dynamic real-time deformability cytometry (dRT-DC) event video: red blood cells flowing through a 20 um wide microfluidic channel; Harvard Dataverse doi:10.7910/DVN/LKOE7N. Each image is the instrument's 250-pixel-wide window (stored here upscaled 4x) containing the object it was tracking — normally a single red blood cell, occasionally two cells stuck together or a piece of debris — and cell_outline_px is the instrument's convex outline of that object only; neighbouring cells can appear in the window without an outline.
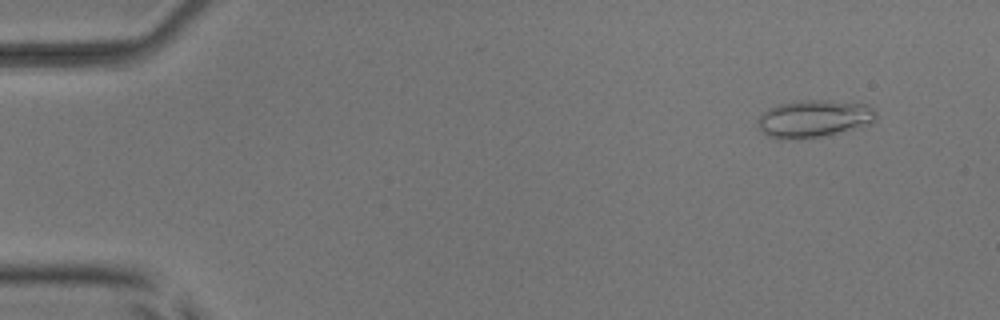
{"species": "common noctule bat (a hibernating species)", "species_latin": "Nyctalus noctula", "temperature_condition": "room temperature", "stored_images_in_passage": 43, "camera_frame_rate_fps": 3000, "um_per_image_px": 0.085, "animal": {"sex": "male", "body_mass_g": 17.9, "forearm_length_mm": 54.2}, "frame": {"image": 1, "passage_image": 5, "time_ms": 1.333, "image_size_px": [1000, 320], "cell_outline_px": [[876, 120], [872, 124], [824, 136], [796, 140], [768, 136], [760, 132], [756, 120], [768, 108], [780, 104], [800, 100], [828, 100], [868, 104], [876, 112]], "centroid_in_image_um": [69.19, 10.09], "position_along_channel_um": 15.8, "area_um2": 26.07}}
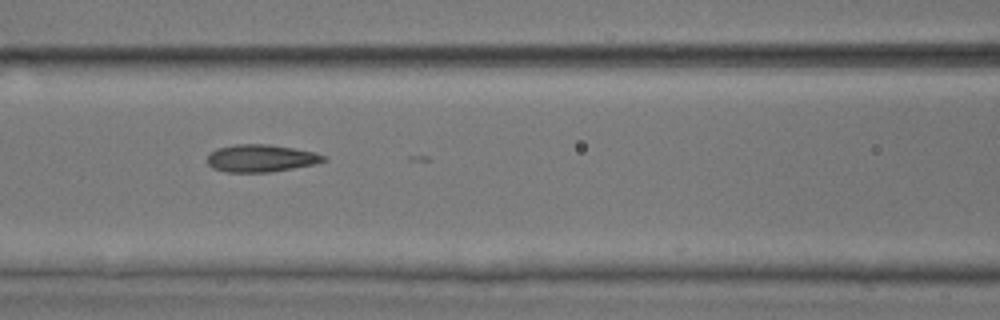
{"frame": {"image": 2, "passage_image": 24, "time_ms": 7.667, "image_size_px": [1000, 320], "cell_outline_px": [[328, 160], [316, 164], [268, 172], [224, 172], [212, 168], [208, 164], [208, 156], [216, 148], [236, 144], [268, 144], [316, 152], [328, 156]], "centroid_in_image_um": [22.21, 13.45], "position_along_channel_um": 144.4, "area_um2": 18.67}}
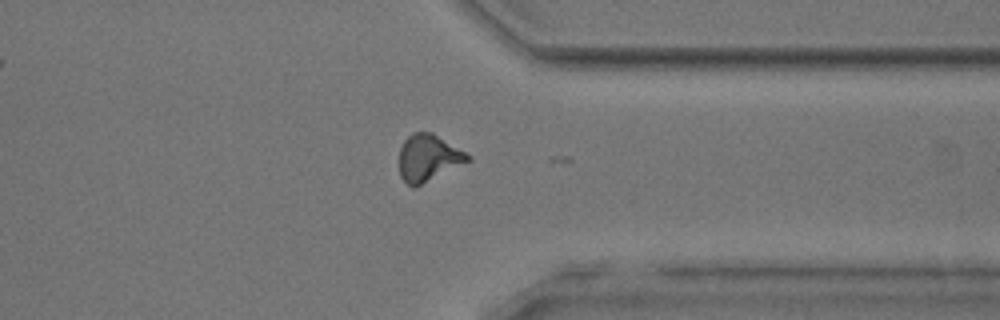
{"frame": {"image": 3, "passage_image": 42, "time_ms": 13.667, "image_size_px": [1000, 320], "cell_outline_px": [[472, 160], [416, 188], [412, 188], [400, 176], [400, 148], [404, 140], [412, 132], [432, 132], [472, 156]], "centroid_in_image_um": [36.42, 13.44], "position_along_channel_um": 375.0, "area_um2": 18.9}, "authors_computed_cell_mechanics": {"area_um2": 18.9584, "velocity_mm_per_s": 3.8892, "shape_relaxation_time_tau1_ms": 8.1592, "shape_relaxation_time_tau2_ms": 2.511, "deformation_change_tau1": 0.1768, "deformation_change_tau2": 0.102}}